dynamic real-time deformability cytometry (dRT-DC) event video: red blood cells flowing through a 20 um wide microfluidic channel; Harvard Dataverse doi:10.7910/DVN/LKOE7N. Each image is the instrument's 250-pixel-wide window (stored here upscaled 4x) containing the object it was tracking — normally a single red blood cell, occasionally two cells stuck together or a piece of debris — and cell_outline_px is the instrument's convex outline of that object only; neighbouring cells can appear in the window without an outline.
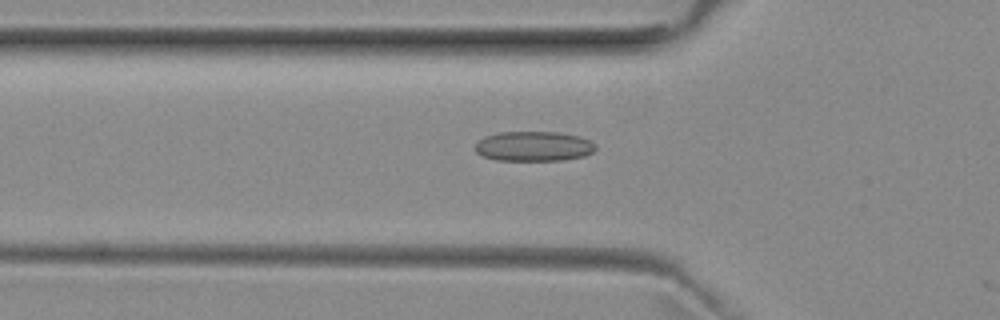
{"species": "common noctule bat (a hibernating species)", "species_latin": "Nyctalus noctula", "temperature_condition": "room temperature", "stored_images_in_passage": 16, "camera_frame_rate_fps": 3000, "um_per_image_px": 0.085, "animal": {"sex": "female", "body_mass_g": 29.2, "forearm_length_mm": 56.3}, "frame": {"image": 1, "passage_image": 15, "time_ms": 4.667, "image_size_px": [1000, 320], "cell_outline_px": [[596, 148], [592, 152], [584, 156], [564, 160], [496, 160], [484, 156], [476, 152], [476, 144], [484, 136], [496, 132], [560, 132], [580, 136], [596, 144]], "centroid_in_image_um": [45.38, 12.42], "position_along_channel_um": 80.4, "area_um2": 20.98}}